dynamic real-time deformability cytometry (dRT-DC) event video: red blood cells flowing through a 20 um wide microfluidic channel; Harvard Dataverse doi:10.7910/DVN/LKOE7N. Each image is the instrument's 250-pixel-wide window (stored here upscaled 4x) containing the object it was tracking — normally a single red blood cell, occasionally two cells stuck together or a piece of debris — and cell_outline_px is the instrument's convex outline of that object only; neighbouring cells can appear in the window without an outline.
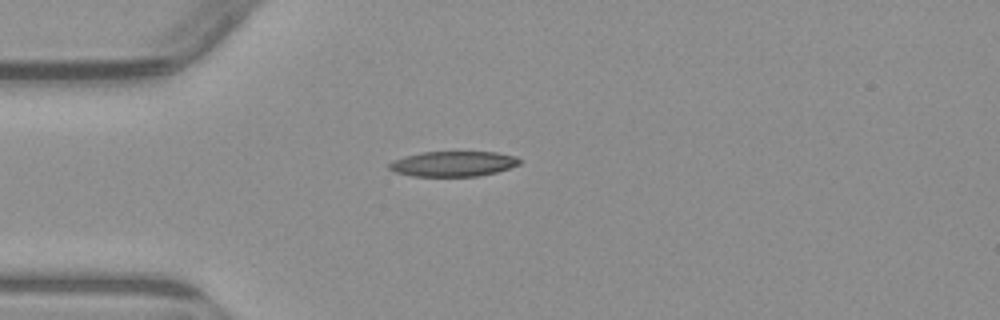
{"species": "common noctule bat (a hibernating species)", "species_latin": "Nyctalus noctula", "temperature_condition": "warm", "stored_images_in_passage": 1, "camera_frame_rate_fps": 3000, "um_per_image_px": 0.085, "animal": {"sex": "male", "body_mass_g": 23.1, "forearm_length_mm": 52.7}, "frame": {"image": 1, "passage_image": 1, "time_ms": 0.0, "image_size_px": [1000, 320], "cell_outline_px": [[520, 164], [496, 172], [476, 176], [412, 176], [396, 172], [388, 168], [388, 164], [392, 160], [404, 156], [420, 152], [496, 152], [516, 156], [520, 160]], "centroid_in_image_um": [38.49, 13.92], "position_along_channel_um": 46.5, "area_um2": 19.13}}